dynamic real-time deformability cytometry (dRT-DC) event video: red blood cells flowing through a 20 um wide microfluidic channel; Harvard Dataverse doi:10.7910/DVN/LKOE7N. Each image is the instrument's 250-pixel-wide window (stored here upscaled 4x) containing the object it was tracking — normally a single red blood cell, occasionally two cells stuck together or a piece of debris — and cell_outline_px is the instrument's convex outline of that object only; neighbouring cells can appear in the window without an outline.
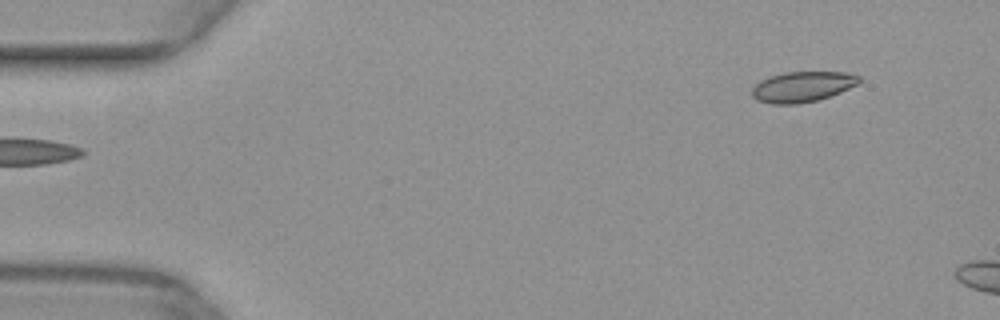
{"species": "common noctule bat (a hibernating species)", "species_latin": "Nyctalus noctula", "temperature_condition": "warm", "stored_images_in_passage": 5, "camera_frame_rate_fps": 3000, "um_per_image_px": 0.085, "animal": {"sex": "female", "body_mass_g": 29.2, "forearm_length_mm": 56.3}, "frame": {"image": 1, "passage_image": 1, "time_ms": 0.0, "image_size_px": [1000, 320], "cell_outline_px": [[860, 80], [856, 84], [840, 92], [820, 100], [796, 104], [772, 104], [756, 100], [752, 96], [752, 88], [760, 80], [784, 72], [848, 72], [860, 76]], "centroid_in_image_um": [68.19, 7.38], "position_along_channel_um": 16.8, "area_um2": 19.02}}